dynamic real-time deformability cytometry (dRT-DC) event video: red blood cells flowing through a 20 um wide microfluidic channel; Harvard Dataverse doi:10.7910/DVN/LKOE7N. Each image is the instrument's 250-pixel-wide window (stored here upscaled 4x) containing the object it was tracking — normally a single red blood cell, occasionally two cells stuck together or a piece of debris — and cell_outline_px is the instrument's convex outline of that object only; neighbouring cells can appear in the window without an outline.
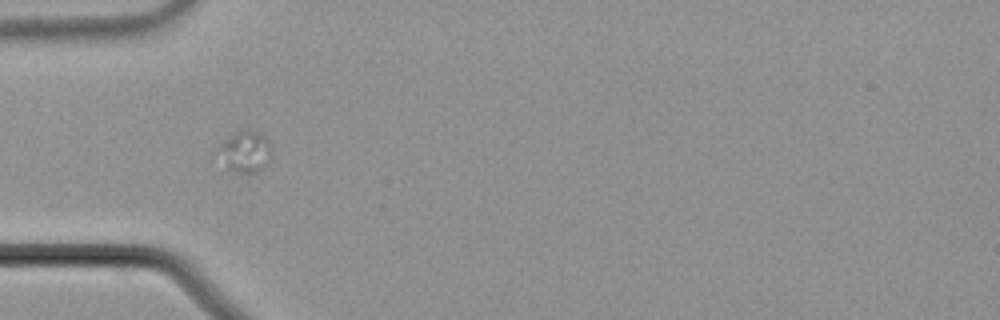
{"species": "common noctule bat (a hibernating species)", "species_latin": "Nyctalus noctula", "temperature_condition": "cold", "stored_images_in_passage": 5, "camera_frame_rate_fps": 3000, "um_per_image_px": 0.085, "animal": {"sex": "male", "body_mass_g": 21.5, "forearm_length_mm": 52.0}, "frame": {"image": 1, "passage_image": 5, "time_ms": 1.333, "image_size_px": [1000, 320], "cell_outline_px": [[272, 160], [260, 172], [232, 172], [224, 168], [212, 152], [228, 136], [240, 128], [248, 128], [264, 136], [272, 148]], "centroid_in_image_um": [20.77, 12.9], "position_along_channel_um": 64.2, "area_um2": 13.93}}